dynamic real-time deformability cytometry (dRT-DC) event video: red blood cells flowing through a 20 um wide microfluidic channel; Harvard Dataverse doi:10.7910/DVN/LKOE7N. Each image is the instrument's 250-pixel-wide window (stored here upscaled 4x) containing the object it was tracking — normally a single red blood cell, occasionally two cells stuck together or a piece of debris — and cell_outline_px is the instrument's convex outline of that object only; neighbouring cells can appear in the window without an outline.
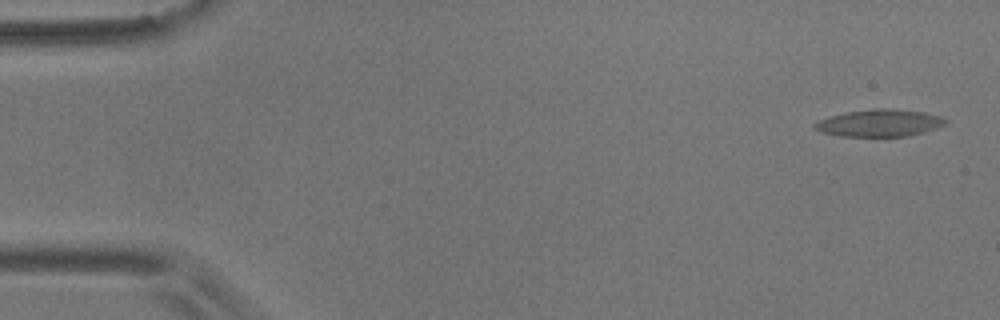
{"species": "common noctule bat (a hibernating species)", "species_latin": "Nyctalus noctula", "temperature_condition": "room temperature", "stored_images_in_passage": 5, "camera_frame_rate_fps": 3000, "um_per_image_px": 0.085, "animal": {"sex": "male", "body_mass_g": 17.9}, "frame": {"image": 1, "passage_image": 1, "time_ms": 0.0, "image_size_px": [1000, 320], "cell_outline_px": [[948, 120], [944, 124], [936, 128], [924, 132], [908, 136], [840, 136], [820, 132], [812, 128], [812, 124], [816, 120], [828, 116], [848, 112], [872, 108], [888, 108], [924, 112], [940, 116]], "centroid_in_image_um": [74.69, 10.45], "position_along_channel_um": 10.3, "area_um2": 20.87}}